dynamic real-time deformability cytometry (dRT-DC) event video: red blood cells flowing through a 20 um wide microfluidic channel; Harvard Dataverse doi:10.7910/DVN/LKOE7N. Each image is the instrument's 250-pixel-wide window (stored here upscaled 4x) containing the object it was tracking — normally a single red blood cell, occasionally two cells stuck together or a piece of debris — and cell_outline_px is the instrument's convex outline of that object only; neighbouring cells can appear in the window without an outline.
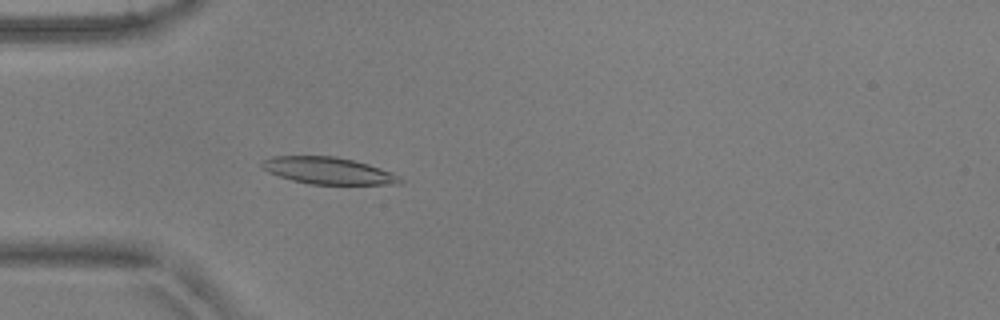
{"species": "common noctule bat (a hibernating species)", "species_latin": "Nyctalus noctula", "temperature_condition": "warm", "stored_images_in_passage": 9, "camera_frame_rate_fps": 3000, "um_per_image_px": 0.085, "animal": {"sex": "male", "body_mass_g": 17.9, "forearm_length_mm": 54.2}, "frame": {"image": 1, "passage_image": 6, "time_ms": 1.667, "image_size_px": [1000, 320], "cell_outline_px": [[404, 180], [400, 184], [308, 184], [292, 180], [268, 172], [260, 168], [260, 164], [264, 160], [272, 156], [336, 156], [368, 164], [392, 172], [400, 176]], "centroid_in_image_um": [27.89, 14.51], "position_along_channel_um": 57.1, "area_um2": 21.68}}